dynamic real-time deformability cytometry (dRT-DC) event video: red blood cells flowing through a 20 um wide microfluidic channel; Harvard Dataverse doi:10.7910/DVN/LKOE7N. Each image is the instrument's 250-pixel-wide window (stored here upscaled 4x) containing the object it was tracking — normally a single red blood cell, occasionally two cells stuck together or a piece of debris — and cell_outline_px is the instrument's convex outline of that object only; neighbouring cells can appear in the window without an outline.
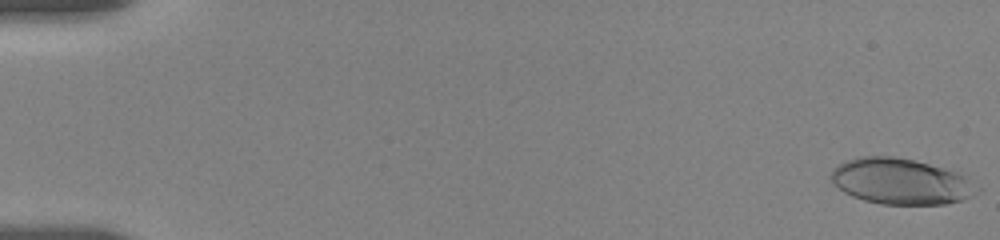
{"species": "human", "species_latin": "Homo sapiens", "temperature_condition": "room temperature", "stored_images_in_passage": 43, "camera_frame_rate_fps": 3000, "um_per_image_px": 0.085, "donor": {"sex": "female"}, "frame": {"image": 1, "passage_image": 1, "time_ms": 0.0, "image_size_px": [1000, 240], "cell_outline_px": [[980, 192], [964, 200], [944, 204], [880, 204], [864, 200], [852, 196], [844, 192], [832, 184], [828, 176], [832, 168], [848, 160], [860, 156], [892, 156], [912, 160], [928, 164], [956, 172], [968, 176], [980, 188]], "centroid_in_image_um": [76.57, 15.43], "position_along_channel_um": 8.4, "area_um2": 39.3}}
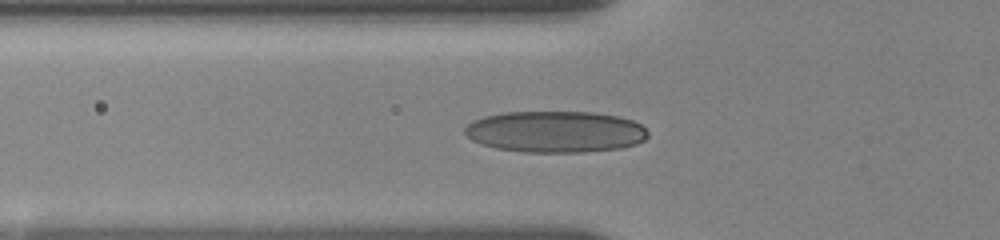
{"frame": {"image": 2, "passage_image": 29, "time_ms": 6.333, "image_size_px": [1000, 240], "cell_outline_px": [[648, 136], [644, 140], [636, 144], [620, 148], [584, 152], [524, 152], [496, 148], [480, 144], [472, 140], [464, 132], [464, 128], [472, 120], [484, 116], [504, 112], [592, 112], [620, 116], [632, 120], [640, 124], [648, 132]], "centroid_in_image_um": [47.2, 11.19], "position_along_channel_um": 78.6, "area_um2": 44.45}}
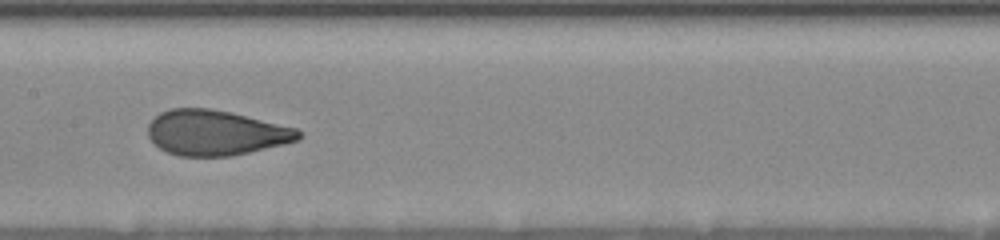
{"frame": {"image": 3, "passage_image": 42, "time_ms": 9.333, "image_size_px": [1000, 240], "cell_outline_px": [[304, 136], [300, 140], [284, 144], [232, 156], [180, 156], [168, 152], [152, 144], [148, 136], [148, 124], [160, 112], [172, 108], [212, 108], [232, 112], [296, 128]], "centroid_in_image_um": [18.33, 11.28], "position_along_channel_um": 189.1, "area_um2": 39.88}}